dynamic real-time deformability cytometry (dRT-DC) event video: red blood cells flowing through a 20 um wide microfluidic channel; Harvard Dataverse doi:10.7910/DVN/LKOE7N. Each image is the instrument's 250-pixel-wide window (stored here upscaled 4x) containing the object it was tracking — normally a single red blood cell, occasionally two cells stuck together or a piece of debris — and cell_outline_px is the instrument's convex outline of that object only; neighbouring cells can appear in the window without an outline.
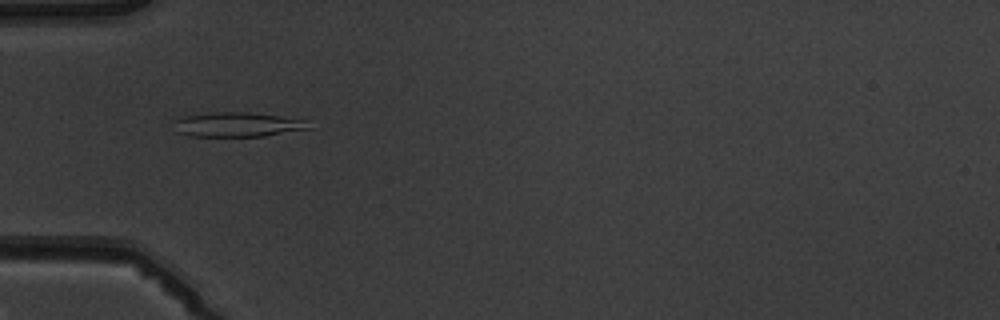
{"species": "common noctule bat (a hibernating species)", "species_latin": "Nyctalus noctula", "temperature_condition": "warm", "stored_images_in_passage": 4, "camera_frame_rate_fps": 3000, "um_per_image_px": 0.085, "animal": {"sex": "male", "body_mass_g": 19.5, "forearm_length_mm": 54.6}, "frame": {"image": 1, "passage_image": 2, "time_ms": 1.333, "image_size_px": [1000, 320], "cell_outline_px": [[312, 128], [264, 136], [188, 136], [176, 132], [172, 120], [184, 116], [212, 112], [248, 112], [280, 116], [308, 120]], "centroid_in_image_um": [20.17, 10.58], "position_along_channel_um": 64.8, "area_um2": 19.48}}
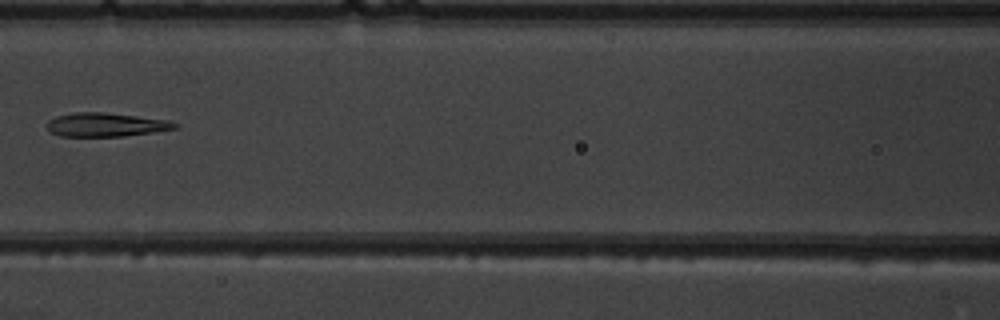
{"frame": {"image": 2, "passage_image": 4, "time_ms": 3.667, "image_size_px": [1000, 320], "cell_outline_px": [[180, 124], [176, 128], [152, 132], [124, 136], [60, 136], [52, 132], [44, 124], [48, 120], [56, 116], [72, 112], [104, 112], [168, 120]], "centroid_in_image_um": [8.96, 10.59], "position_along_channel_um": 157.6, "area_um2": 17.69}}